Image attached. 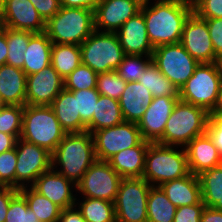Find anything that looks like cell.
I'll return each instance as SVG.
<instances>
[{
	"mask_svg": "<svg viewBox=\"0 0 222 222\" xmlns=\"http://www.w3.org/2000/svg\"><path fill=\"white\" fill-rule=\"evenodd\" d=\"M147 35L153 48L179 43L184 23L193 12L191 0H153L142 3Z\"/></svg>",
	"mask_w": 222,
	"mask_h": 222,
	"instance_id": "cell-1",
	"label": "cell"
},
{
	"mask_svg": "<svg viewBox=\"0 0 222 222\" xmlns=\"http://www.w3.org/2000/svg\"><path fill=\"white\" fill-rule=\"evenodd\" d=\"M97 160L90 132L66 133L51 153L52 169L77 185Z\"/></svg>",
	"mask_w": 222,
	"mask_h": 222,
	"instance_id": "cell-2",
	"label": "cell"
},
{
	"mask_svg": "<svg viewBox=\"0 0 222 222\" xmlns=\"http://www.w3.org/2000/svg\"><path fill=\"white\" fill-rule=\"evenodd\" d=\"M180 148V149H179ZM190 174L184 147L150 143L147 148L143 179L152 186Z\"/></svg>",
	"mask_w": 222,
	"mask_h": 222,
	"instance_id": "cell-3",
	"label": "cell"
},
{
	"mask_svg": "<svg viewBox=\"0 0 222 222\" xmlns=\"http://www.w3.org/2000/svg\"><path fill=\"white\" fill-rule=\"evenodd\" d=\"M208 114L204 108L179 99L157 143L185 147L195 137L206 133Z\"/></svg>",
	"mask_w": 222,
	"mask_h": 222,
	"instance_id": "cell-4",
	"label": "cell"
},
{
	"mask_svg": "<svg viewBox=\"0 0 222 222\" xmlns=\"http://www.w3.org/2000/svg\"><path fill=\"white\" fill-rule=\"evenodd\" d=\"M94 31V11L87 8L61 7L45 25V33L55 44L81 45Z\"/></svg>",
	"mask_w": 222,
	"mask_h": 222,
	"instance_id": "cell-5",
	"label": "cell"
},
{
	"mask_svg": "<svg viewBox=\"0 0 222 222\" xmlns=\"http://www.w3.org/2000/svg\"><path fill=\"white\" fill-rule=\"evenodd\" d=\"M65 135L51 106L24 105L22 140L52 153Z\"/></svg>",
	"mask_w": 222,
	"mask_h": 222,
	"instance_id": "cell-6",
	"label": "cell"
},
{
	"mask_svg": "<svg viewBox=\"0 0 222 222\" xmlns=\"http://www.w3.org/2000/svg\"><path fill=\"white\" fill-rule=\"evenodd\" d=\"M222 82V64L200 63L193 75L179 90V99L204 108L215 110Z\"/></svg>",
	"mask_w": 222,
	"mask_h": 222,
	"instance_id": "cell-7",
	"label": "cell"
},
{
	"mask_svg": "<svg viewBox=\"0 0 222 222\" xmlns=\"http://www.w3.org/2000/svg\"><path fill=\"white\" fill-rule=\"evenodd\" d=\"M81 64L97 74L116 70L125 53L116 32L95 30L81 45Z\"/></svg>",
	"mask_w": 222,
	"mask_h": 222,
	"instance_id": "cell-8",
	"label": "cell"
},
{
	"mask_svg": "<svg viewBox=\"0 0 222 222\" xmlns=\"http://www.w3.org/2000/svg\"><path fill=\"white\" fill-rule=\"evenodd\" d=\"M151 186L142 177L122 178L114 201L116 222H147Z\"/></svg>",
	"mask_w": 222,
	"mask_h": 222,
	"instance_id": "cell-9",
	"label": "cell"
},
{
	"mask_svg": "<svg viewBox=\"0 0 222 222\" xmlns=\"http://www.w3.org/2000/svg\"><path fill=\"white\" fill-rule=\"evenodd\" d=\"M152 61L179 90L200 64L180 42L154 48Z\"/></svg>",
	"mask_w": 222,
	"mask_h": 222,
	"instance_id": "cell-10",
	"label": "cell"
},
{
	"mask_svg": "<svg viewBox=\"0 0 222 222\" xmlns=\"http://www.w3.org/2000/svg\"><path fill=\"white\" fill-rule=\"evenodd\" d=\"M15 188L31 186L44 172L52 168L51 152L47 149L22 140L16 142Z\"/></svg>",
	"mask_w": 222,
	"mask_h": 222,
	"instance_id": "cell-11",
	"label": "cell"
},
{
	"mask_svg": "<svg viewBox=\"0 0 222 222\" xmlns=\"http://www.w3.org/2000/svg\"><path fill=\"white\" fill-rule=\"evenodd\" d=\"M122 177L107 161L96 160L76 185L81 197L104 199L114 203Z\"/></svg>",
	"mask_w": 222,
	"mask_h": 222,
	"instance_id": "cell-12",
	"label": "cell"
},
{
	"mask_svg": "<svg viewBox=\"0 0 222 222\" xmlns=\"http://www.w3.org/2000/svg\"><path fill=\"white\" fill-rule=\"evenodd\" d=\"M92 136L99 161H107L114 154L135 147L143 140L137 123L129 121L94 131Z\"/></svg>",
	"mask_w": 222,
	"mask_h": 222,
	"instance_id": "cell-13",
	"label": "cell"
},
{
	"mask_svg": "<svg viewBox=\"0 0 222 222\" xmlns=\"http://www.w3.org/2000/svg\"><path fill=\"white\" fill-rule=\"evenodd\" d=\"M180 43L199 63L221 62L215 56L206 20L194 12L184 23Z\"/></svg>",
	"mask_w": 222,
	"mask_h": 222,
	"instance_id": "cell-14",
	"label": "cell"
},
{
	"mask_svg": "<svg viewBox=\"0 0 222 222\" xmlns=\"http://www.w3.org/2000/svg\"><path fill=\"white\" fill-rule=\"evenodd\" d=\"M64 89V79L50 64L41 71L27 75L26 104L50 106Z\"/></svg>",
	"mask_w": 222,
	"mask_h": 222,
	"instance_id": "cell-15",
	"label": "cell"
},
{
	"mask_svg": "<svg viewBox=\"0 0 222 222\" xmlns=\"http://www.w3.org/2000/svg\"><path fill=\"white\" fill-rule=\"evenodd\" d=\"M141 6L140 0H101L94 11L95 30L117 32Z\"/></svg>",
	"mask_w": 222,
	"mask_h": 222,
	"instance_id": "cell-16",
	"label": "cell"
},
{
	"mask_svg": "<svg viewBox=\"0 0 222 222\" xmlns=\"http://www.w3.org/2000/svg\"><path fill=\"white\" fill-rule=\"evenodd\" d=\"M179 98L159 96L152 100L137 125L143 140L157 143L163 136L166 122Z\"/></svg>",
	"mask_w": 222,
	"mask_h": 222,
	"instance_id": "cell-17",
	"label": "cell"
},
{
	"mask_svg": "<svg viewBox=\"0 0 222 222\" xmlns=\"http://www.w3.org/2000/svg\"><path fill=\"white\" fill-rule=\"evenodd\" d=\"M31 187L61 209L75 206L78 197L76 185L52 168L42 173Z\"/></svg>",
	"mask_w": 222,
	"mask_h": 222,
	"instance_id": "cell-18",
	"label": "cell"
},
{
	"mask_svg": "<svg viewBox=\"0 0 222 222\" xmlns=\"http://www.w3.org/2000/svg\"><path fill=\"white\" fill-rule=\"evenodd\" d=\"M46 22L29 0H5L2 26L32 33L45 32Z\"/></svg>",
	"mask_w": 222,
	"mask_h": 222,
	"instance_id": "cell-19",
	"label": "cell"
},
{
	"mask_svg": "<svg viewBox=\"0 0 222 222\" xmlns=\"http://www.w3.org/2000/svg\"><path fill=\"white\" fill-rule=\"evenodd\" d=\"M116 34L125 55L152 56L154 48L148 39L145 19L141 11L128 19Z\"/></svg>",
	"mask_w": 222,
	"mask_h": 222,
	"instance_id": "cell-20",
	"label": "cell"
},
{
	"mask_svg": "<svg viewBox=\"0 0 222 222\" xmlns=\"http://www.w3.org/2000/svg\"><path fill=\"white\" fill-rule=\"evenodd\" d=\"M190 173L200 175L222 163L219 151L207 133L195 137L185 147Z\"/></svg>",
	"mask_w": 222,
	"mask_h": 222,
	"instance_id": "cell-21",
	"label": "cell"
},
{
	"mask_svg": "<svg viewBox=\"0 0 222 222\" xmlns=\"http://www.w3.org/2000/svg\"><path fill=\"white\" fill-rule=\"evenodd\" d=\"M152 100V93L139 81L127 82L118 100L124 120L138 123Z\"/></svg>",
	"mask_w": 222,
	"mask_h": 222,
	"instance_id": "cell-22",
	"label": "cell"
},
{
	"mask_svg": "<svg viewBox=\"0 0 222 222\" xmlns=\"http://www.w3.org/2000/svg\"><path fill=\"white\" fill-rule=\"evenodd\" d=\"M149 144V142L142 140L137 146L114 154L107 162L122 178L143 177Z\"/></svg>",
	"mask_w": 222,
	"mask_h": 222,
	"instance_id": "cell-23",
	"label": "cell"
},
{
	"mask_svg": "<svg viewBox=\"0 0 222 222\" xmlns=\"http://www.w3.org/2000/svg\"><path fill=\"white\" fill-rule=\"evenodd\" d=\"M160 187L176 207L195 205L202 200L199 177L192 173L165 182Z\"/></svg>",
	"mask_w": 222,
	"mask_h": 222,
	"instance_id": "cell-24",
	"label": "cell"
},
{
	"mask_svg": "<svg viewBox=\"0 0 222 222\" xmlns=\"http://www.w3.org/2000/svg\"><path fill=\"white\" fill-rule=\"evenodd\" d=\"M26 73L7 64L0 66V95L7 105H26Z\"/></svg>",
	"mask_w": 222,
	"mask_h": 222,
	"instance_id": "cell-25",
	"label": "cell"
},
{
	"mask_svg": "<svg viewBox=\"0 0 222 222\" xmlns=\"http://www.w3.org/2000/svg\"><path fill=\"white\" fill-rule=\"evenodd\" d=\"M62 129L66 133H81L86 131V125L77 114L76 97L65 88L50 105Z\"/></svg>",
	"mask_w": 222,
	"mask_h": 222,
	"instance_id": "cell-26",
	"label": "cell"
},
{
	"mask_svg": "<svg viewBox=\"0 0 222 222\" xmlns=\"http://www.w3.org/2000/svg\"><path fill=\"white\" fill-rule=\"evenodd\" d=\"M53 43L45 32L33 33L24 52L23 71L31 75L41 71L51 64V49Z\"/></svg>",
	"mask_w": 222,
	"mask_h": 222,
	"instance_id": "cell-27",
	"label": "cell"
},
{
	"mask_svg": "<svg viewBox=\"0 0 222 222\" xmlns=\"http://www.w3.org/2000/svg\"><path fill=\"white\" fill-rule=\"evenodd\" d=\"M124 121L118 100L100 95L92 120L86 125V131L92 134L94 131L116 126Z\"/></svg>",
	"mask_w": 222,
	"mask_h": 222,
	"instance_id": "cell-28",
	"label": "cell"
},
{
	"mask_svg": "<svg viewBox=\"0 0 222 222\" xmlns=\"http://www.w3.org/2000/svg\"><path fill=\"white\" fill-rule=\"evenodd\" d=\"M205 207L222 211V163L198 175Z\"/></svg>",
	"mask_w": 222,
	"mask_h": 222,
	"instance_id": "cell-29",
	"label": "cell"
},
{
	"mask_svg": "<svg viewBox=\"0 0 222 222\" xmlns=\"http://www.w3.org/2000/svg\"><path fill=\"white\" fill-rule=\"evenodd\" d=\"M75 201L86 222H116L114 203L97 198L82 197Z\"/></svg>",
	"mask_w": 222,
	"mask_h": 222,
	"instance_id": "cell-30",
	"label": "cell"
},
{
	"mask_svg": "<svg viewBox=\"0 0 222 222\" xmlns=\"http://www.w3.org/2000/svg\"><path fill=\"white\" fill-rule=\"evenodd\" d=\"M177 207L160 186H151L147 199V222H173Z\"/></svg>",
	"mask_w": 222,
	"mask_h": 222,
	"instance_id": "cell-31",
	"label": "cell"
},
{
	"mask_svg": "<svg viewBox=\"0 0 222 222\" xmlns=\"http://www.w3.org/2000/svg\"><path fill=\"white\" fill-rule=\"evenodd\" d=\"M80 64V45L53 43L51 49V65L63 79Z\"/></svg>",
	"mask_w": 222,
	"mask_h": 222,
	"instance_id": "cell-32",
	"label": "cell"
},
{
	"mask_svg": "<svg viewBox=\"0 0 222 222\" xmlns=\"http://www.w3.org/2000/svg\"><path fill=\"white\" fill-rule=\"evenodd\" d=\"M138 81L152 93L153 98L159 96L179 98V89L160 72L153 61L146 66Z\"/></svg>",
	"mask_w": 222,
	"mask_h": 222,
	"instance_id": "cell-33",
	"label": "cell"
},
{
	"mask_svg": "<svg viewBox=\"0 0 222 222\" xmlns=\"http://www.w3.org/2000/svg\"><path fill=\"white\" fill-rule=\"evenodd\" d=\"M19 192L25 197L29 209L34 211L41 222H58L62 210L59 206L36 192L31 186L21 188Z\"/></svg>",
	"mask_w": 222,
	"mask_h": 222,
	"instance_id": "cell-34",
	"label": "cell"
},
{
	"mask_svg": "<svg viewBox=\"0 0 222 222\" xmlns=\"http://www.w3.org/2000/svg\"><path fill=\"white\" fill-rule=\"evenodd\" d=\"M0 29L7 37L8 55L6 64L23 70L24 52L28 46L30 36L33 33L8 27H0Z\"/></svg>",
	"mask_w": 222,
	"mask_h": 222,
	"instance_id": "cell-35",
	"label": "cell"
},
{
	"mask_svg": "<svg viewBox=\"0 0 222 222\" xmlns=\"http://www.w3.org/2000/svg\"><path fill=\"white\" fill-rule=\"evenodd\" d=\"M24 106L6 105L0 111V132L13 135L17 139L22 133Z\"/></svg>",
	"mask_w": 222,
	"mask_h": 222,
	"instance_id": "cell-36",
	"label": "cell"
},
{
	"mask_svg": "<svg viewBox=\"0 0 222 222\" xmlns=\"http://www.w3.org/2000/svg\"><path fill=\"white\" fill-rule=\"evenodd\" d=\"M152 56L125 55L116 72L126 81H138Z\"/></svg>",
	"mask_w": 222,
	"mask_h": 222,
	"instance_id": "cell-37",
	"label": "cell"
},
{
	"mask_svg": "<svg viewBox=\"0 0 222 222\" xmlns=\"http://www.w3.org/2000/svg\"><path fill=\"white\" fill-rule=\"evenodd\" d=\"M98 74L89 66L80 64L65 79L66 90H84L96 88Z\"/></svg>",
	"mask_w": 222,
	"mask_h": 222,
	"instance_id": "cell-38",
	"label": "cell"
},
{
	"mask_svg": "<svg viewBox=\"0 0 222 222\" xmlns=\"http://www.w3.org/2000/svg\"><path fill=\"white\" fill-rule=\"evenodd\" d=\"M127 82L116 72L100 73L97 76L96 89L100 95L119 100L124 92Z\"/></svg>",
	"mask_w": 222,
	"mask_h": 222,
	"instance_id": "cell-39",
	"label": "cell"
},
{
	"mask_svg": "<svg viewBox=\"0 0 222 222\" xmlns=\"http://www.w3.org/2000/svg\"><path fill=\"white\" fill-rule=\"evenodd\" d=\"M76 97L77 114H80L81 121L87 125L93 117L99 92L96 88L84 90H69Z\"/></svg>",
	"mask_w": 222,
	"mask_h": 222,
	"instance_id": "cell-40",
	"label": "cell"
},
{
	"mask_svg": "<svg viewBox=\"0 0 222 222\" xmlns=\"http://www.w3.org/2000/svg\"><path fill=\"white\" fill-rule=\"evenodd\" d=\"M5 222H41L29 209L25 197L18 192L10 202Z\"/></svg>",
	"mask_w": 222,
	"mask_h": 222,
	"instance_id": "cell-41",
	"label": "cell"
},
{
	"mask_svg": "<svg viewBox=\"0 0 222 222\" xmlns=\"http://www.w3.org/2000/svg\"><path fill=\"white\" fill-rule=\"evenodd\" d=\"M16 147L0 154V186L15 188Z\"/></svg>",
	"mask_w": 222,
	"mask_h": 222,
	"instance_id": "cell-42",
	"label": "cell"
},
{
	"mask_svg": "<svg viewBox=\"0 0 222 222\" xmlns=\"http://www.w3.org/2000/svg\"><path fill=\"white\" fill-rule=\"evenodd\" d=\"M193 12L202 19L222 18V0H191Z\"/></svg>",
	"mask_w": 222,
	"mask_h": 222,
	"instance_id": "cell-43",
	"label": "cell"
},
{
	"mask_svg": "<svg viewBox=\"0 0 222 222\" xmlns=\"http://www.w3.org/2000/svg\"><path fill=\"white\" fill-rule=\"evenodd\" d=\"M206 133L212 139L214 146L222 158V112L211 111L208 114Z\"/></svg>",
	"mask_w": 222,
	"mask_h": 222,
	"instance_id": "cell-44",
	"label": "cell"
},
{
	"mask_svg": "<svg viewBox=\"0 0 222 222\" xmlns=\"http://www.w3.org/2000/svg\"><path fill=\"white\" fill-rule=\"evenodd\" d=\"M204 208L202 200L195 205L177 207L173 222H200Z\"/></svg>",
	"mask_w": 222,
	"mask_h": 222,
	"instance_id": "cell-45",
	"label": "cell"
},
{
	"mask_svg": "<svg viewBox=\"0 0 222 222\" xmlns=\"http://www.w3.org/2000/svg\"><path fill=\"white\" fill-rule=\"evenodd\" d=\"M215 56L222 61V18L205 19Z\"/></svg>",
	"mask_w": 222,
	"mask_h": 222,
	"instance_id": "cell-46",
	"label": "cell"
},
{
	"mask_svg": "<svg viewBox=\"0 0 222 222\" xmlns=\"http://www.w3.org/2000/svg\"><path fill=\"white\" fill-rule=\"evenodd\" d=\"M42 19L47 22L61 8V0H29Z\"/></svg>",
	"mask_w": 222,
	"mask_h": 222,
	"instance_id": "cell-47",
	"label": "cell"
},
{
	"mask_svg": "<svg viewBox=\"0 0 222 222\" xmlns=\"http://www.w3.org/2000/svg\"><path fill=\"white\" fill-rule=\"evenodd\" d=\"M19 192L18 189L0 186V222H5L11 199Z\"/></svg>",
	"mask_w": 222,
	"mask_h": 222,
	"instance_id": "cell-48",
	"label": "cell"
},
{
	"mask_svg": "<svg viewBox=\"0 0 222 222\" xmlns=\"http://www.w3.org/2000/svg\"><path fill=\"white\" fill-rule=\"evenodd\" d=\"M101 0H61V7L87 8L95 11Z\"/></svg>",
	"mask_w": 222,
	"mask_h": 222,
	"instance_id": "cell-49",
	"label": "cell"
},
{
	"mask_svg": "<svg viewBox=\"0 0 222 222\" xmlns=\"http://www.w3.org/2000/svg\"><path fill=\"white\" fill-rule=\"evenodd\" d=\"M58 222H86L76 206L62 209Z\"/></svg>",
	"mask_w": 222,
	"mask_h": 222,
	"instance_id": "cell-50",
	"label": "cell"
},
{
	"mask_svg": "<svg viewBox=\"0 0 222 222\" xmlns=\"http://www.w3.org/2000/svg\"><path fill=\"white\" fill-rule=\"evenodd\" d=\"M200 222H222V211L205 207L202 211Z\"/></svg>",
	"mask_w": 222,
	"mask_h": 222,
	"instance_id": "cell-51",
	"label": "cell"
},
{
	"mask_svg": "<svg viewBox=\"0 0 222 222\" xmlns=\"http://www.w3.org/2000/svg\"><path fill=\"white\" fill-rule=\"evenodd\" d=\"M16 142L15 136L0 132V154L15 148Z\"/></svg>",
	"mask_w": 222,
	"mask_h": 222,
	"instance_id": "cell-52",
	"label": "cell"
},
{
	"mask_svg": "<svg viewBox=\"0 0 222 222\" xmlns=\"http://www.w3.org/2000/svg\"><path fill=\"white\" fill-rule=\"evenodd\" d=\"M7 55V37L6 34L0 29V66L6 64Z\"/></svg>",
	"mask_w": 222,
	"mask_h": 222,
	"instance_id": "cell-53",
	"label": "cell"
},
{
	"mask_svg": "<svg viewBox=\"0 0 222 222\" xmlns=\"http://www.w3.org/2000/svg\"><path fill=\"white\" fill-rule=\"evenodd\" d=\"M214 111H221L222 112V82L220 85V90H219V96H218V101L215 107Z\"/></svg>",
	"mask_w": 222,
	"mask_h": 222,
	"instance_id": "cell-54",
	"label": "cell"
},
{
	"mask_svg": "<svg viewBox=\"0 0 222 222\" xmlns=\"http://www.w3.org/2000/svg\"><path fill=\"white\" fill-rule=\"evenodd\" d=\"M4 3L5 0H0V26H2L4 20Z\"/></svg>",
	"mask_w": 222,
	"mask_h": 222,
	"instance_id": "cell-55",
	"label": "cell"
},
{
	"mask_svg": "<svg viewBox=\"0 0 222 222\" xmlns=\"http://www.w3.org/2000/svg\"><path fill=\"white\" fill-rule=\"evenodd\" d=\"M7 104L4 102L3 98L0 95V111L6 106Z\"/></svg>",
	"mask_w": 222,
	"mask_h": 222,
	"instance_id": "cell-56",
	"label": "cell"
},
{
	"mask_svg": "<svg viewBox=\"0 0 222 222\" xmlns=\"http://www.w3.org/2000/svg\"><path fill=\"white\" fill-rule=\"evenodd\" d=\"M142 3L148 2V1H153V0H140Z\"/></svg>",
	"mask_w": 222,
	"mask_h": 222,
	"instance_id": "cell-57",
	"label": "cell"
}]
</instances>
